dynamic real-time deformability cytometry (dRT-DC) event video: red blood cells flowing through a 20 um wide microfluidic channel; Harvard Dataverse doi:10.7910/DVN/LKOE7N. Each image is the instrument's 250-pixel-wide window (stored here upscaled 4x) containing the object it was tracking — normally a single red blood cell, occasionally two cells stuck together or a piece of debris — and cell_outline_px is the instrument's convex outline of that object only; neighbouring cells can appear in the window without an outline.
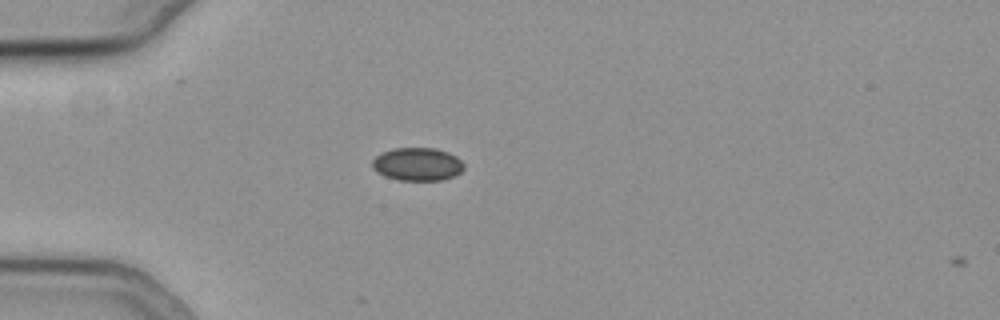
{"species": "common noctule bat (a hibernating species)", "species_latin": "Nyctalus noctula", "temperature_condition": "cold", "stored_images_in_passage": 2, "camera_frame_rate_fps": 3000, "um_per_image_px": 0.085, "animal": {"sex": "female", "body_mass_g": 19.3, "forearm_length_mm": 54.1}, "frame": {"image": 1, "passage_image": 1, "time_ms": 0.0, "image_size_px": [1000, 320], "cell_outline_px": [[464, 168], [456, 176], [444, 180], [396, 180], [384, 176], [376, 172], [372, 168], [372, 160], [380, 152], [392, 148], [436, 148], [448, 152], [456, 156], [464, 164]], "centroid_in_image_um": [35.46, 13.96], "position_along_channel_um": 49.5, "area_um2": 17.98}}